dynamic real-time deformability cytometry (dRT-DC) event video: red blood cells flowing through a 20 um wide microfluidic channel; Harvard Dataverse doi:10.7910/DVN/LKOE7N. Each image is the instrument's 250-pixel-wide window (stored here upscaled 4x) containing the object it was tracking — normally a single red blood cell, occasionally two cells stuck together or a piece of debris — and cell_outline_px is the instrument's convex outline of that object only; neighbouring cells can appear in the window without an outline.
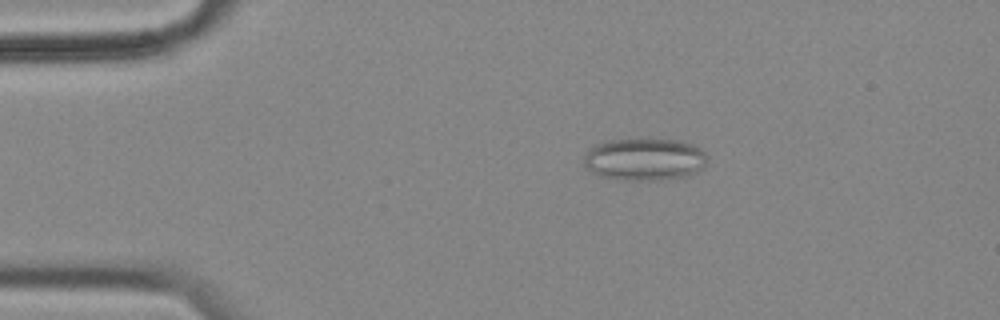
{"species": "common noctule bat (a hibernating species)", "species_latin": "Nyctalus noctula", "temperature_condition": "cold", "stored_images_in_passage": 7, "camera_frame_rate_fps": 3000, "um_per_image_px": 0.085, "animal": {"sex": "female", "body_mass_g": 18.4}, "frame": {"image": 1, "passage_image": 3, "time_ms": 0.667, "image_size_px": [1000, 320], "cell_outline_px": [[708, 160], [704, 168], [696, 172], [684, 176], [660, 180], [616, 180], [592, 172], [584, 164], [584, 156], [596, 144], [604, 140], [680, 140], [692, 144], [700, 148], [708, 156]], "centroid_in_image_um": [54.82, 13.55], "position_along_channel_um": 30.2, "area_um2": 30.35}}